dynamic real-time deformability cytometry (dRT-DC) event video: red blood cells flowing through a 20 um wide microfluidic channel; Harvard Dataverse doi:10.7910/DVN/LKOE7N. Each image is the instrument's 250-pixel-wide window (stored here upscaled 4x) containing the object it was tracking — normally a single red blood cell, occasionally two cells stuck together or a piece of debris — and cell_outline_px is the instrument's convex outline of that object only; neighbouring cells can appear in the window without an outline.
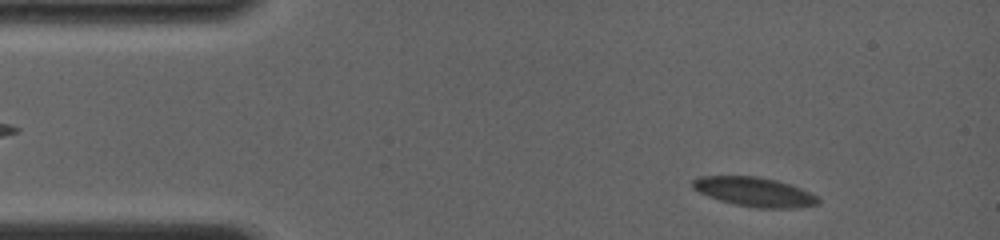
{"species": "common noctule bat (a hibernating species)", "species_latin": "Nyctalus noctula", "temperature_condition": "room temperature", "stored_images_in_passage": 31, "camera_frame_rate_fps": 4000, "um_per_image_px": 0.085, "animal": {"sex": "female", "body_mass_g": 19.0, "forearm_length_mm": 56.7}, "frame": {"image": 1, "passage_image": 8, "time_ms": 1.5, "image_size_px": [1000, 240], "cell_outline_px": [[820, 204], [796, 208], [756, 208], [736, 204], [720, 200], [708, 196], [692, 188], [692, 180], [700, 176], [760, 176], [776, 180], [800, 188], [820, 196]], "centroid_in_image_um": [64.16, 16.31], "position_along_channel_um": 20.8, "area_um2": 21.5}}
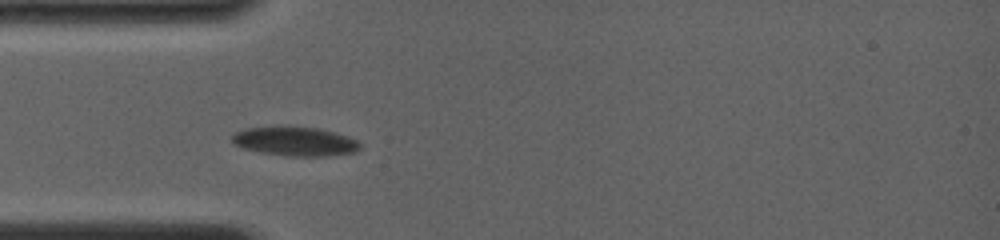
{"frame": {"image": 2, "passage_image": 24, "time_ms": 4.5, "image_size_px": [1000, 240], "cell_outline_px": [[360, 148], [356, 152], [324, 156], [288, 156], [260, 152], [244, 148], [236, 144], [232, 140], [232, 132], [248, 128], [320, 128], [336, 132], [348, 136], [356, 140], [360, 144]], "centroid_in_image_um": [25.12, 12.03], "position_along_channel_um": 59.9, "area_um2": 21.21}}
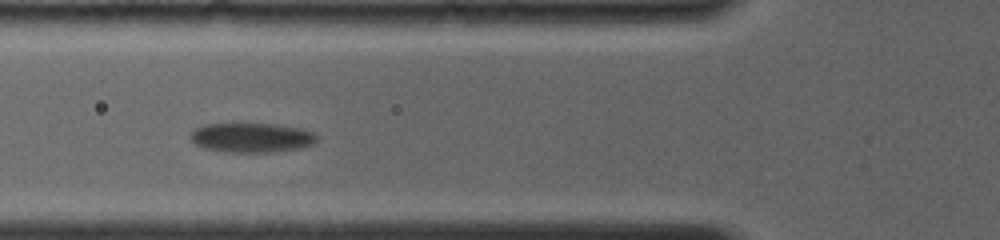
{"frame": {"image": 3, "passage_image": 30, "time_ms": 5.75, "image_size_px": [1000, 240], "cell_outline_px": [[320, 136], [316, 144], [300, 148], [272, 152], [232, 152], [204, 148], [196, 144], [192, 140], [192, 132], [196, 128], [204, 124], [232, 120], [276, 124], [300, 128], [312, 132]], "centroid_in_image_um": [21.41, 11.64], "position_along_channel_um": 104.4, "area_um2": 22.72}}